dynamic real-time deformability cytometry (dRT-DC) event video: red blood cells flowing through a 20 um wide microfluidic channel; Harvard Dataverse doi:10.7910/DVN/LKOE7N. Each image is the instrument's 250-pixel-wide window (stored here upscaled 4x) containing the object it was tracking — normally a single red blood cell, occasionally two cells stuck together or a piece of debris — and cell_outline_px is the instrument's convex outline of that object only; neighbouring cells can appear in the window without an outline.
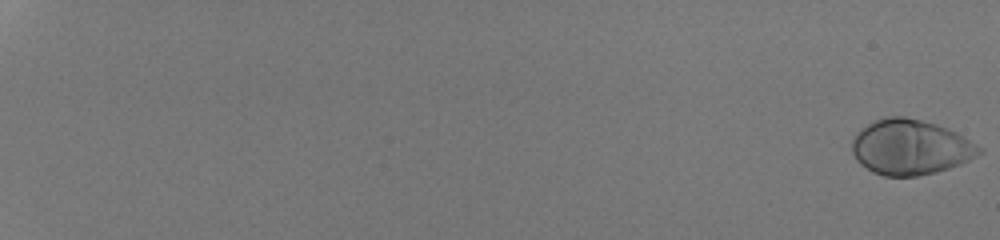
{"species": "human", "species_latin": "Homo sapiens", "temperature_condition": "room temperature", "stored_images_in_passage": 55, "camera_frame_rate_fps": 3000, "um_per_image_px": 0.085, "donor": {"sex": "male"}, "frame": {"image": 1, "passage_image": 1, "time_ms": 0.0, "image_size_px": [1000, 240], "cell_outline_px": [[984, 152], [960, 164], [936, 172], [916, 176], [884, 176], [872, 172], [860, 164], [856, 160], [852, 152], [852, 140], [856, 132], [860, 128], [884, 116], [904, 116], [936, 124], [948, 128], [964, 136], [984, 148]], "centroid_in_image_um": [77.38, 12.51], "position_along_channel_um": 7.6, "area_um2": 41.15}}
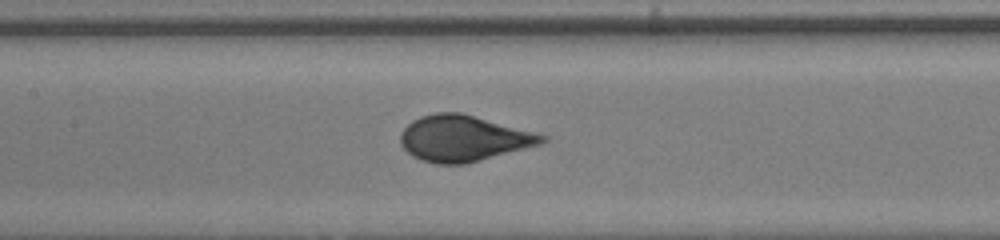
{"frame": {"image": 2, "passage_image": 32, "time_ms": 10.333, "image_size_px": [1000, 240], "cell_outline_px": [[548, 140], [540, 144], [464, 164], [436, 164], [420, 160], [412, 156], [400, 144], [400, 132], [412, 120], [420, 116], [436, 112], [460, 112], [548, 136]], "centroid_in_image_um": [39.33, 11.76], "position_along_channel_um": 168.1, "area_um2": 37.63}}
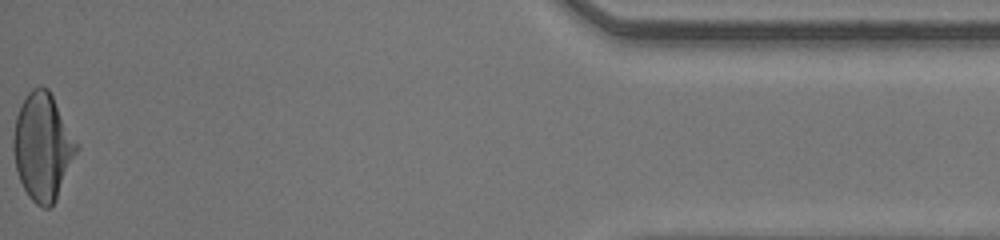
{"frame": {"image": 3, "passage_image": 55, "time_ms": 18.0, "image_size_px": [1000, 240], "cell_outline_px": [[80, 148], [56, 200], [48, 208], [44, 208], [36, 204], [28, 196], [20, 180], [16, 168], [12, 148], [12, 140], [16, 116], [28, 92], [32, 88], [40, 84], [48, 88], [80, 144]], "centroid_in_image_um": [3.65, 12.46], "position_along_channel_um": 431.5, "area_um2": 39.82}}